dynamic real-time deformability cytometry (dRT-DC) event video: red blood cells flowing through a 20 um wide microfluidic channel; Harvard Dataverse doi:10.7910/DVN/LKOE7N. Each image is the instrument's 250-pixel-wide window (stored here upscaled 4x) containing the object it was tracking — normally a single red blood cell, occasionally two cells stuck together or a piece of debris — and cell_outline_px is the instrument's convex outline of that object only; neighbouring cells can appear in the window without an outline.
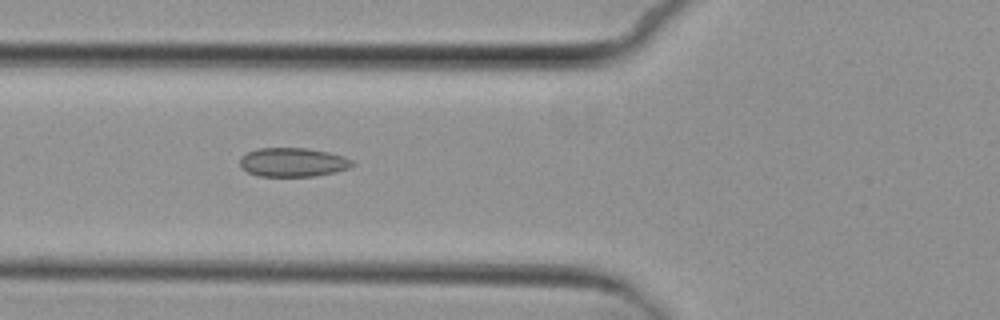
{"species": "common noctule bat (a hibernating species)", "species_latin": "Nyctalus noctula", "temperature_condition": "cold", "stored_images_in_passage": 3, "camera_frame_rate_fps": 3000, "um_per_image_px": 0.085, "animal": {"sex": "female", "body_mass_g": 29.2, "forearm_length_mm": 56.3}, "frame": {"image": 1, "passage_image": 3, "time_ms": 2.333, "image_size_px": [1000, 320], "cell_outline_px": [[356, 164], [348, 168], [336, 172], [316, 176], [260, 176], [248, 172], [240, 164], [240, 156], [256, 148], [308, 148], [328, 152], [344, 156], [352, 160]], "centroid_in_image_um": [24.92, 13.78], "position_along_channel_um": 100.9, "area_um2": 19.02}}